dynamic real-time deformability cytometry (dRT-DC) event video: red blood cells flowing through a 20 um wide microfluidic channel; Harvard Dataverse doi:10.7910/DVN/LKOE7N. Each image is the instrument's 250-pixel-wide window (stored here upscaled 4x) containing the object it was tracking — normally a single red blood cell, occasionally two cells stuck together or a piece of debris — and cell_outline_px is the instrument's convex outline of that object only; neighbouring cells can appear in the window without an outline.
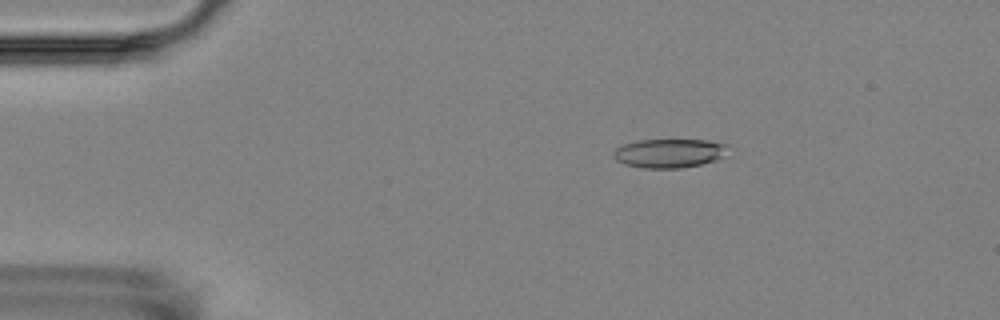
{"species": "Egyptian fruit bat (a non-hibernating species)", "species_latin": "Rousettus aegyptiacus", "temperature_condition": "room temperature", "stored_images_in_passage": 4, "camera_frame_rate_fps": 3000, "um_per_image_px": 0.085, "animal": {"sex": "female"}, "frame": {"image": 1, "passage_image": 3, "time_ms": 3.0, "image_size_px": [1000, 320], "cell_outline_px": [[728, 144], [720, 156], [716, 160], [700, 164], [680, 168], [644, 168], [624, 164], [616, 160], [612, 156], [612, 152], [616, 148], [624, 144], [636, 140], [708, 140]], "centroid_in_image_um": [56.8, 13.02], "position_along_channel_um": 28.2, "area_um2": 19.13}}